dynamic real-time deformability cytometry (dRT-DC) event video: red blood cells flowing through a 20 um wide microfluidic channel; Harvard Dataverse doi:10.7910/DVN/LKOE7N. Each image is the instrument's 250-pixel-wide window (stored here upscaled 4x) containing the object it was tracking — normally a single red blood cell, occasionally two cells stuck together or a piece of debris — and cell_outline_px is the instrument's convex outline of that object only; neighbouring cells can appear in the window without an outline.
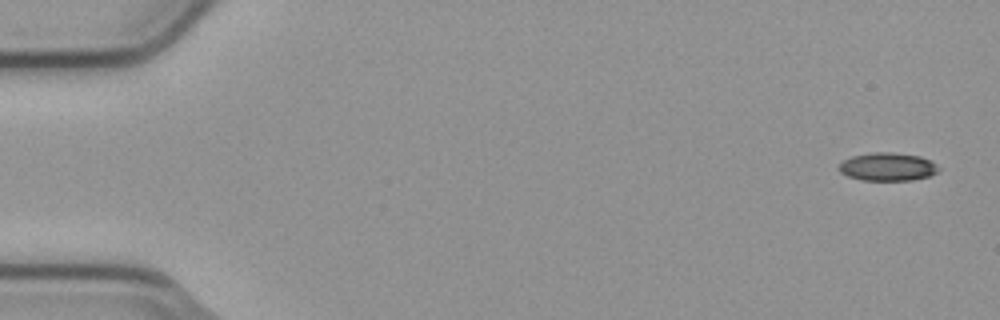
{"species": "common noctule bat (a hibernating species)", "species_latin": "Nyctalus noctula", "temperature_condition": "cold", "stored_images_in_passage": 5, "camera_frame_rate_fps": 3000, "um_per_image_px": 0.085, "animal": {"sex": "male", "body_mass_g": 23.1, "forearm_length_mm": 52.7}, "frame": {"image": 1, "passage_image": 1, "time_ms": 0.0, "image_size_px": [1000, 320], "cell_outline_px": [[940, 168], [936, 172], [928, 176], [912, 180], [860, 180], [848, 176], [840, 172], [836, 168], [844, 160], [852, 156], [872, 152], [892, 152], [920, 156], [936, 164]], "centroid_in_image_um": [75.41, 14.17], "position_along_channel_um": 9.6, "area_um2": 16.3}}
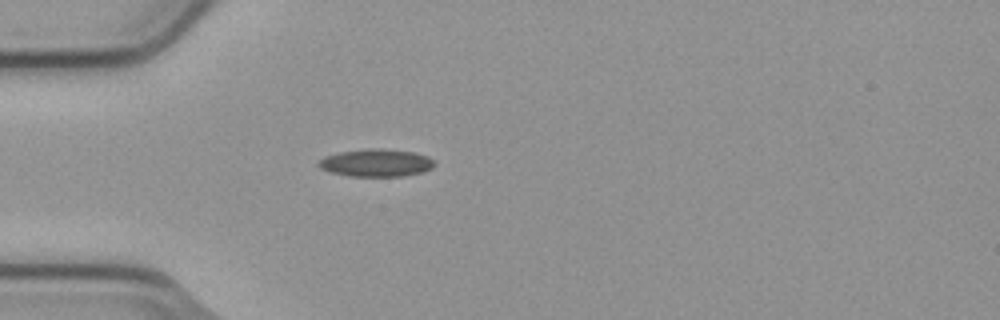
{"frame": {"image": 2, "passage_image": 5, "time_ms": 1.333, "image_size_px": [1000, 320], "cell_outline_px": [[436, 164], [432, 168], [424, 172], [404, 176], [348, 176], [328, 172], [320, 168], [316, 164], [324, 156], [340, 152], [372, 148], [376, 148], [412, 152], [428, 156]], "centroid_in_image_um": [31.96, 13.85], "position_along_channel_um": 53.0, "area_um2": 18.67}}